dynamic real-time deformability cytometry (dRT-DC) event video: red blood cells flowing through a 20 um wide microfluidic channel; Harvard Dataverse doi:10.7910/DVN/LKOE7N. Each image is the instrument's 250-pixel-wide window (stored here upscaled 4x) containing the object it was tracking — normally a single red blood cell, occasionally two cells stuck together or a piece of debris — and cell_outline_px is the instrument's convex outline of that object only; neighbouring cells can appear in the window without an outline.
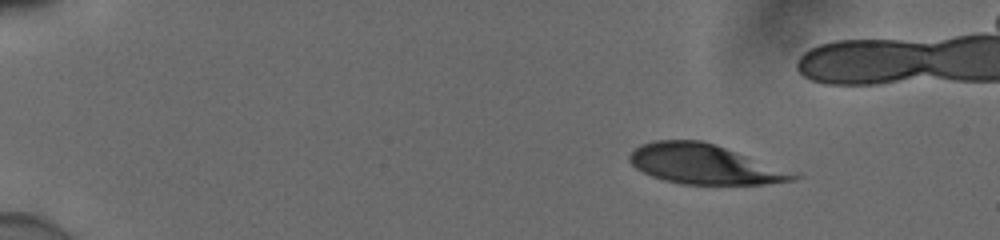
{"species": "human", "species_latin": "Homo sapiens", "temperature_condition": "cold", "stored_images_in_passage": 43, "camera_frame_rate_fps": 3000, "um_per_image_px": 0.085, "donor": {"sex": "male"}, "frame": {"image": 1, "passage_image": 1, "time_ms": 0.0, "image_size_px": [1000, 240], "cell_outline_px": [[804, 176], [796, 180], [764, 184], [680, 184], [664, 180], [652, 176], [636, 168], [628, 160], [628, 156], [640, 144], [656, 140], [700, 140], [716, 144], [800, 172]], "centroid_in_image_um": [59.99, 13.96], "position_along_channel_um": 25.0, "area_um2": 38.61}}
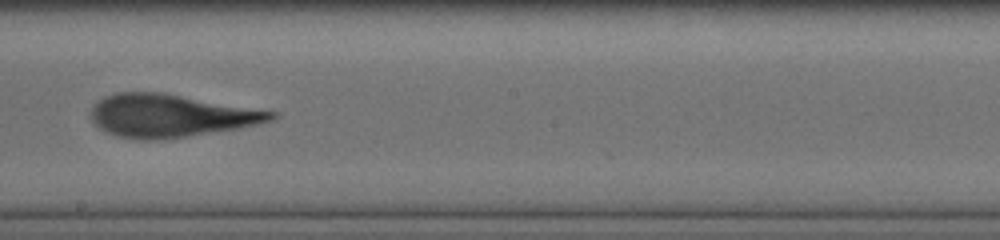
{"frame": {"image": 2, "passage_image": 26, "time_ms": 8.333, "image_size_px": [1000, 240], "cell_outline_px": [[280, 112], [272, 120], [240, 128], [164, 140], [140, 140], [116, 136], [104, 132], [92, 120], [92, 108], [104, 96], [116, 92], [160, 92]], "centroid_in_image_um": [14.5, 9.84], "position_along_channel_um": 233.7, "area_um2": 45.03}}
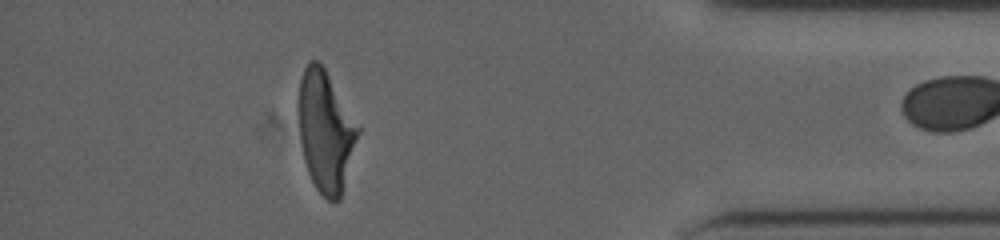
{"frame": {"image": 3, "passage_image": 42, "time_ms": 13.667, "image_size_px": [1000, 240], "cell_outline_px": [[360, 132], [340, 200], [336, 204], [332, 204], [316, 188], [308, 172], [304, 160], [300, 140], [296, 112], [296, 104], [300, 80], [304, 68], [308, 60], [320, 60], [360, 128]], "centroid_in_image_um": [27.64, 11.13], "position_along_channel_um": 407.6, "area_um2": 42.54}}